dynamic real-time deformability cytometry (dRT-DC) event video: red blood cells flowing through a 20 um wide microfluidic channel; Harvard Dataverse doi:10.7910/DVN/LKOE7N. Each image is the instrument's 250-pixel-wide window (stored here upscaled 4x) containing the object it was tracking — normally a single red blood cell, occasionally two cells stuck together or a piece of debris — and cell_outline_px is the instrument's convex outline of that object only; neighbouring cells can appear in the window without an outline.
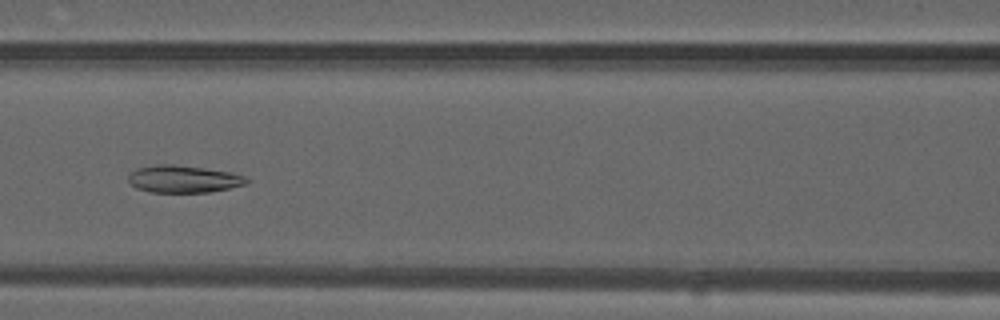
{"species": "common noctule bat (a hibernating species)", "species_latin": "Nyctalus noctula", "temperature_condition": "warm", "stored_images_in_passage": 43, "camera_frame_rate_fps": 3000, "um_per_image_px": 0.085, "animal": {"sex": "male", "forearm_length_mm": 52.5}, "frame": {"image": 1, "passage_image": 22, "time_ms": 7.0, "image_size_px": [1000, 320], "cell_outline_px": [[252, 180], [248, 184], [208, 192], [148, 192], [136, 188], [128, 180], [128, 176], [136, 168], [160, 164], [172, 164], [204, 168], [228, 172], [244, 176]], "centroid_in_image_um": [15.6, 15.22], "position_along_channel_um": 151.0, "area_um2": 18.73}}
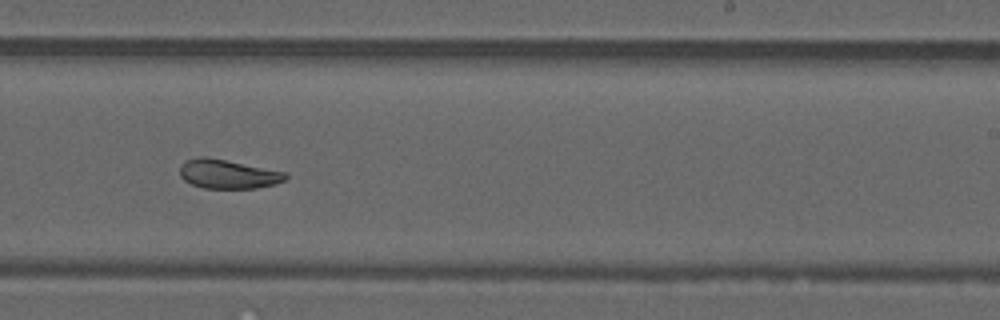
{"frame": {"image": 2, "passage_image": 31, "time_ms": 10.0, "image_size_px": [1000, 320], "cell_outline_px": [[288, 176], [284, 180], [276, 184], [256, 188], [204, 188], [192, 184], [184, 180], [180, 176], [180, 164], [184, 160], [200, 156], [208, 156], [288, 172]], "centroid_in_image_um": [19.37, 14.77], "position_along_channel_um": 269.6, "area_um2": 18.21}}
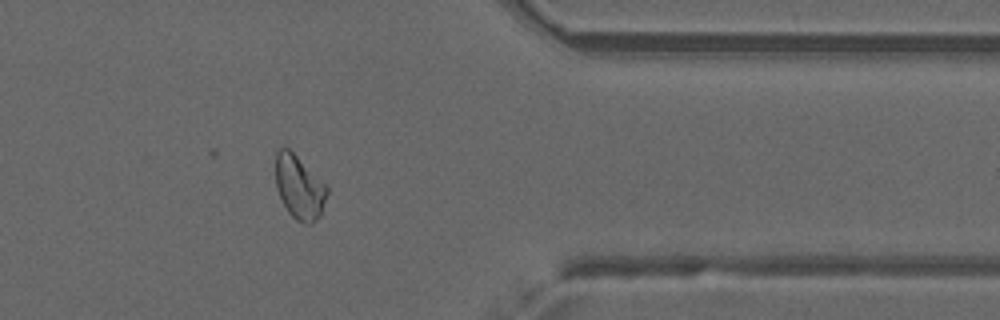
{"frame": {"image": 3, "passage_image": 41, "time_ms": 13.333, "image_size_px": [1000, 320], "cell_outline_px": [[328, 192], [320, 216], [312, 224], [304, 224], [296, 220], [288, 212], [276, 188], [276, 152], [280, 148], [288, 148], [328, 188]], "centroid_in_image_um": [25.43, 15.96], "position_along_channel_um": 386.0, "area_um2": 18.67}, "authors_computed_cell_mechanics": {"area_um2": 18.9006, "velocity_mm_per_s": 3.9718, "shape_relaxation_time_tau1_ms": null, "shape_relaxation_time_tau2_ms": 2.1656, "deformation_change_tau1": null, "deformation_change_tau2": 0.0718}}